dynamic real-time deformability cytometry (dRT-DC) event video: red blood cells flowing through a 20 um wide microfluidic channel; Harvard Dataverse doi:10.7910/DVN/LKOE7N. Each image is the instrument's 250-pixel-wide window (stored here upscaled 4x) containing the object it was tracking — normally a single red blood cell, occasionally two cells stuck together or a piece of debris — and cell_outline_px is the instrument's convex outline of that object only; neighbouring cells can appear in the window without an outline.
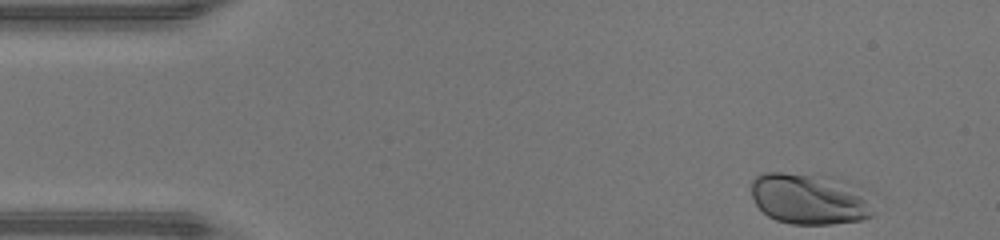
{"species": "human", "species_latin": "Homo sapiens", "temperature_condition": "warm", "stored_images_in_passage": 36, "camera_frame_rate_fps": 3000, "um_per_image_px": 0.085, "donor": {"sex": "male"}, "frame": {"image": 1, "passage_image": 1, "time_ms": 0.0, "image_size_px": [1000, 240], "cell_outline_px": [[872, 216], [860, 220], [832, 224], [792, 224], [776, 220], [768, 216], [756, 204], [752, 196], [752, 180], [756, 176], [764, 172], [820, 172], [840, 176], [864, 200], [872, 212]], "centroid_in_image_um": [68.69, 16.85], "position_along_channel_um": 16.3, "area_um2": 36.36}}
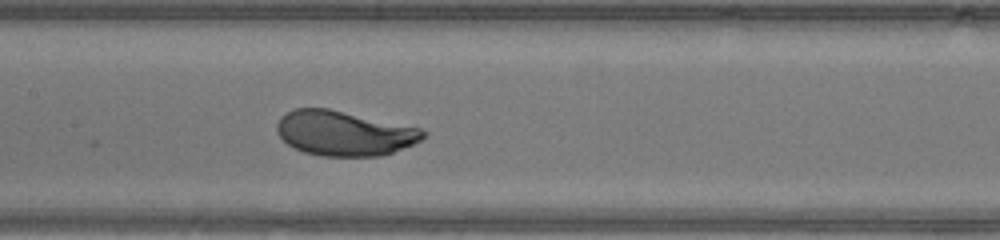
{"frame": {"image": 2, "passage_image": 19, "time_ms": 6.0, "image_size_px": [1000, 240], "cell_outline_px": [[428, 132], [420, 140], [412, 144], [392, 152], [380, 156], [320, 156], [304, 152], [288, 144], [276, 132], [276, 124], [280, 116], [296, 108], [328, 108], [424, 128]], "centroid_in_image_um": [29.26, 11.31], "position_along_channel_um": 178.1, "area_um2": 38.32}}
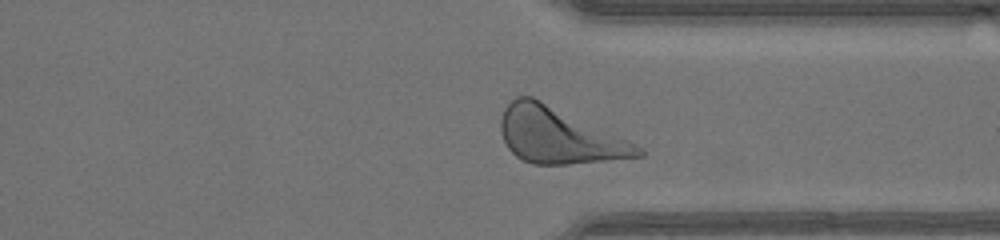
{"frame": {"image": 3, "passage_image": 32, "time_ms": 10.333, "image_size_px": [1000, 240], "cell_outline_px": [[644, 156], [568, 164], [532, 164], [516, 156], [508, 148], [500, 132], [500, 120], [504, 108], [516, 96], [532, 96], [624, 140], [640, 148], [644, 152]], "centroid_in_image_um": [47.39, 11.53], "position_along_channel_um": 364.0, "area_um2": 43.23}, "authors_computed_cell_mechanics": {"area_um2": 38.4948, "velocity_mm_per_s": 4.315, "shape_relaxation_time_tau1_ms": 1.79, "shape_relaxation_time_tau2_ms": null, "deformation_change_tau1": 0.1566, "deformation_change_tau2": null}}